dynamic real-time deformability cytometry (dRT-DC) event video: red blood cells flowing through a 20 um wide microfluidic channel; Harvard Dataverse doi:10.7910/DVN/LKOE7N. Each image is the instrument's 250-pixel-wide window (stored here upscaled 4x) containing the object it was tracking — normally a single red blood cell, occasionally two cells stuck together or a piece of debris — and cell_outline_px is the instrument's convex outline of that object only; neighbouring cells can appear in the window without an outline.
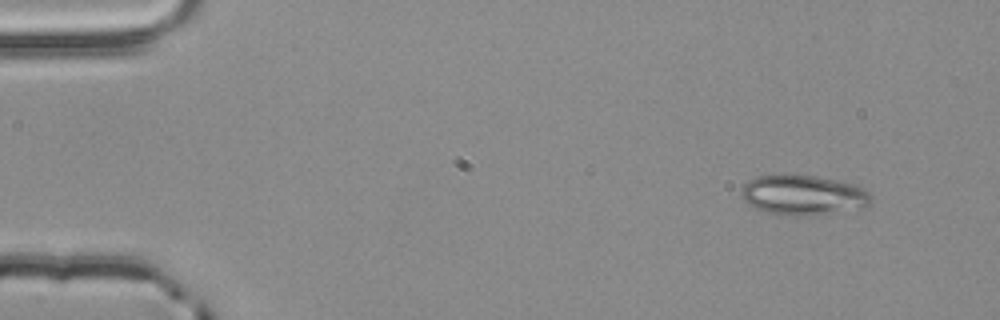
{"species": "common noctule bat (a hibernating species)", "species_latin": "Nyctalus noctula", "temperature_condition": "room temperature", "stored_images_in_passage": 3, "camera_frame_rate_fps": 3000, "um_per_image_px": 0.085, "animal": {"sex": "male", "body_mass_g": 20.4}, "frame": {"image": 1, "passage_image": 1, "time_ms": 0.0, "image_size_px": [1000, 320], "cell_outline_px": [[872, 200], [864, 208], [804, 216], [780, 216], [764, 212], [748, 204], [744, 200], [740, 192], [744, 184], [748, 180], [756, 176], [788, 172], [816, 176], [836, 180], [852, 184], [868, 192], [872, 196]], "centroid_in_image_um": [68.2, 16.56], "position_along_channel_um": 16.8, "area_um2": 30.92}}